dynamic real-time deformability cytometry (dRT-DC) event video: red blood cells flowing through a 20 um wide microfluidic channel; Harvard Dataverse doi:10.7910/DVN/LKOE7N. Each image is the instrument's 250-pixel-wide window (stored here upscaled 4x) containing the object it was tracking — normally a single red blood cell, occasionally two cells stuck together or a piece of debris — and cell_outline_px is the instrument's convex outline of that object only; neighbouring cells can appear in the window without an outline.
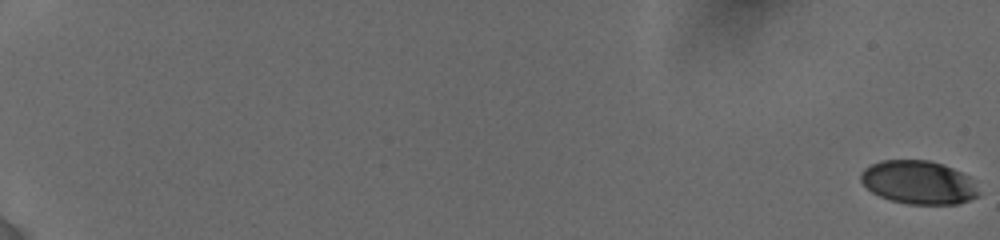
{"species": "human", "species_latin": "Homo sapiens", "temperature_condition": "cold", "stored_images_in_passage": 26, "camera_frame_rate_fps": 3000, "um_per_image_px": 0.085, "donor": {"sex": "female"}, "frame": {"image": 1, "passage_image": 1, "time_ms": 0.0, "image_size_px": [1000, 240], "cell_outline_px": [[980, 196], [956, 204], [908, 204], [892, 200], [880, 196], [872, 192], [860, 180], [860, 172], [864, 168], [880, 160], [928, 160], [944, 164], [968, 176], [980, 192]], "centroid_in_image_um": [78.07, 15.5], "position_along_channel_um": 6.9, "area_um2": 29.77}}
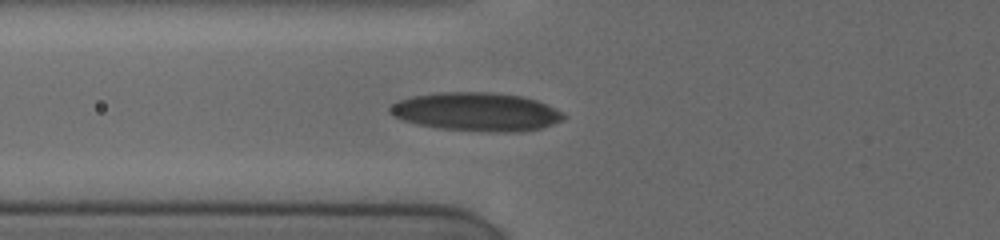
{"frame": {"image": 2, "passage_image": 22, "time_ms": 8.333, "image_size_px": [1000, 240], "cell_outline_px": [[568, 116], [564, 120], [540, 128], [524, 132], [488, 132], [440, 128], [420, 124], [404, 120], [392, 116], [388, 112], [388, 108], [392, 104], [400, 100], [412, 96], [440, 92], [492, 92], [520, 96], [536, 100], [564, 112]], "centroid_in_image_um": [40.53, 9.51], "position_along_channel_um": 85.3, "area_um2": 39.07}}
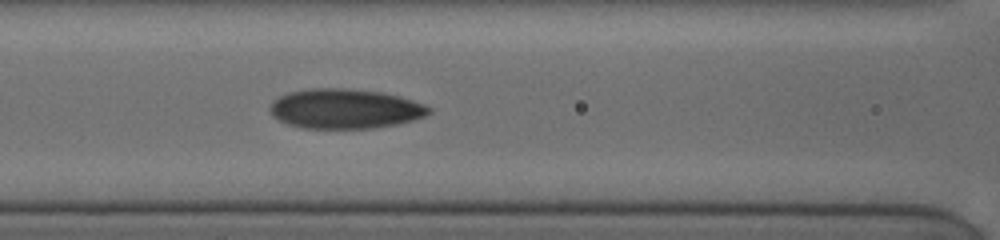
{"frame": {"image": 3, "passage_image": 26, "time_ms": 9.667, "image_size_px": [1000, 240], "cell_outline_px": [[432, 112], [424, 116], [412, 120], [396, 124], [372, 128], [300, 128], [288, 124], [272, 116], [268, 108], [272, 100], [288, 92], [312, 88], [348, 88], [380, 92], [400, 96], [424, 104], [432, 108]], "centroid_in_image_um": [29.3, 9.24], "position_along_channel_um": 137.3, "area_um2": 36.93}}